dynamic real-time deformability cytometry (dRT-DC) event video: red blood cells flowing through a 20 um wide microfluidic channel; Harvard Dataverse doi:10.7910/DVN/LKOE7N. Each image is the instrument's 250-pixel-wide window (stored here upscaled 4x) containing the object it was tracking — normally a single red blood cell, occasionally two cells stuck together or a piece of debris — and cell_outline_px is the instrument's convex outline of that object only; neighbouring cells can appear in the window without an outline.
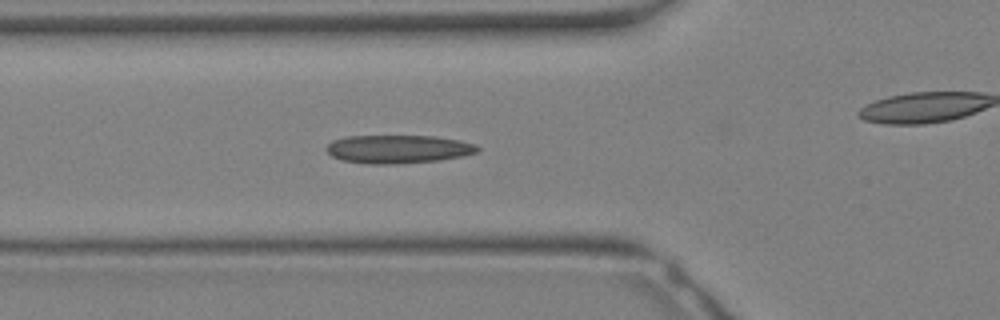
{"species": "Egyptian fruit bat (a non-hibernating species)", "species_latin": "Rousettus aegyptiacus", "temperature_condition": "warm", "stored_images_in_passage": 24, "segment_of_instrument_passage": [1, 2], "camera_frame_rate_fps": 3000, "um_per_image_px": 0.085, "animal": {"sex": "female"}, "frame": {"image": 1, "passage_image": 11, "time_ms": 3.333, "image_size_px": [1000, 320], "cell_outline_px": [[480, 148], [476, 152], [464, 156], [440, 160], [392, 164], [372, 164], [344, 160], [332, 156], [324, 148], [332, 140], [344, 136], [436, 136], [460, 140], [476, 144]], "centroid_in_image_um": [33.85, 12.66], "position_along_channel_um": 91.9, "area_um2": 24.97}}
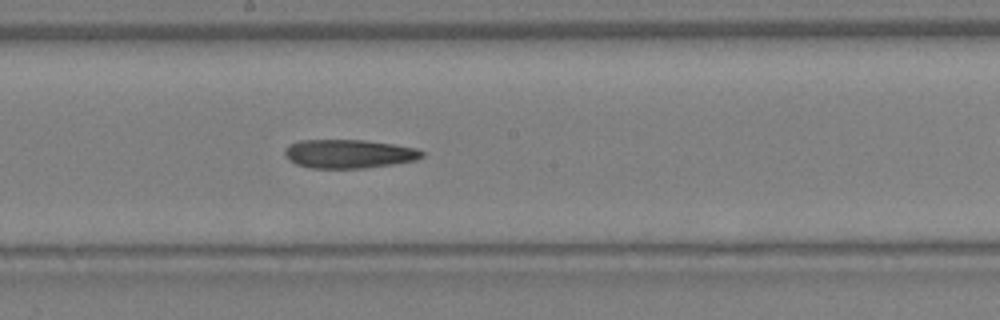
{"frame": {"image": 2, "passage_image": 17, "time_ms": 5.333, "image_size_px": [1000, 320], "cell_outline_px": [[424, 156], [416, 160], [392, 164], [364, 168], [308, 168], [296, 164], [288, 160], [284, 156], [284, 148], [288, 144], [300, 140], [364, 140], [392, 144], [416, 148], [424, 152]], "centroid_in_image_um": [29.6, 13.07], "position_along_channel_um": 218.6, "area_um2": 23.12}}
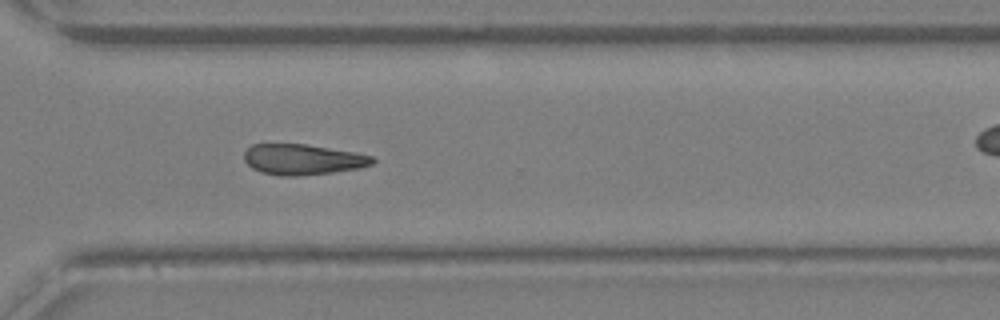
{"frame": {"image": 3, "passage_image": 23, "time_ms": 7.333, "image_size_px": [1000, 320], "cell_outline_px": [[376, 160], [372, 164], [356, 168], [332, 172], [296, 176], [280, 176], [260, 172], [252, 168], [244, 160], [244, 152], [252, 144], [304, 144], [352, 152], [372, 156]], "centroid_in_image_um": [25.67, 13.56], "position_along_channel_um": 344.9, "area_um2": 22.6}}